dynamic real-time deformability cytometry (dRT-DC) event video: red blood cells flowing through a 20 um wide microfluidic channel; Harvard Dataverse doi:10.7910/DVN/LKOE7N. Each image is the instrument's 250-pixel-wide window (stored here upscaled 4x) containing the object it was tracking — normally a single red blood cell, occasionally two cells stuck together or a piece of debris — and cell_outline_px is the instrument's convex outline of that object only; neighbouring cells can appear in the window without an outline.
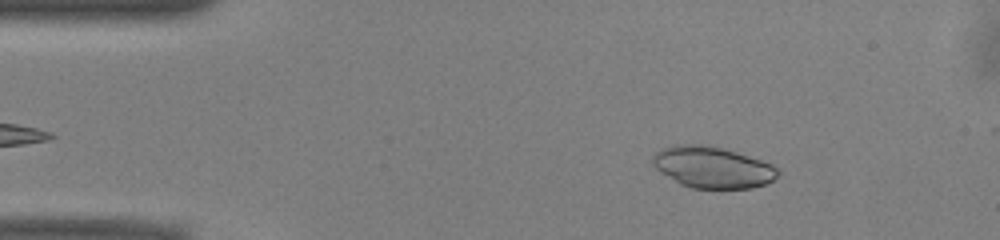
{"species": "common noctule bat (a hibernating species)", "species_latin": "Nyctalus noctula", "temperature_condition": "warm", "stored_images_in_passage": 49, "camera_frame_rate_fps": 3000, "um_per_image_px": 0.085, "animal": {"sex": "male", "body_mass_g": 13.0, "forearm_length_mm": 53.1}, "frame": {"image": 1, "passage_image": 5, "time_ms": 1.333, "image_size_px": [1000, 240], "cell_outline_px": [[780, 172], [768, 184], [752, 188], [692, 188], [680, 184], [656, 168], [652, 164], [652, 156], [660, 148], [676, 144], [704, 144], [724, 148], [772, 164]], "centroid_in_image_um": [60.55, 14.21], "position_along_channel_um": 24.5, "area_um2": 30.17}}
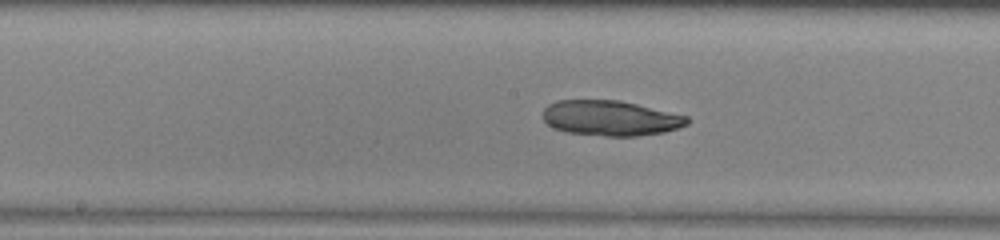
{"frame": {"image": 2, "passage_image": 23, "time_ms": 7.333, "image_size_px": [1000, 240], "cell_outline_px": [[688, 124], [664, 132], [636, 136], [604, 136], [568, 132], [552, 128], [544, 120], [544, 108], [548, 104], [556, 100], [620, 100], [688, 116]], "centroid_in_image_um": [51.87, 10.03], "position_along_channel_um": 196.3, "area_um2": 29.54}}
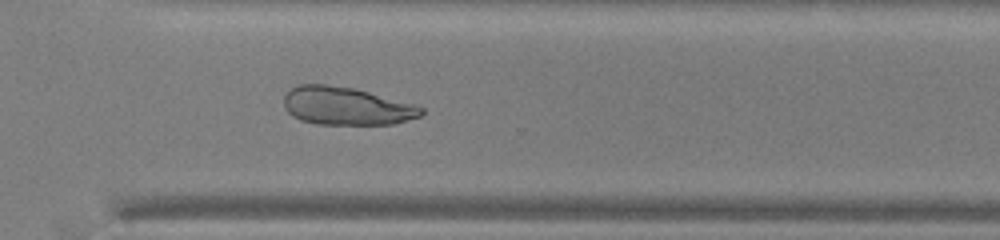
{"frame": {"image": 3, "passage_image": 34, "time_ms": 11.0, "image_size_px": [1000, 240], "cell_outline_px": [[424, 112], [420, 116], [392, 124], [316, 124], [300, 120], [292, 116], [284, 108], [284, 96], [292, 88], [300, 84], [324, 84], [356, 88], [416, 104], [424, 108]], "centroid_in_image_um": [29.45, 9.01], "position_along_channel_um": 341.2, "area_um2": 30.58}}